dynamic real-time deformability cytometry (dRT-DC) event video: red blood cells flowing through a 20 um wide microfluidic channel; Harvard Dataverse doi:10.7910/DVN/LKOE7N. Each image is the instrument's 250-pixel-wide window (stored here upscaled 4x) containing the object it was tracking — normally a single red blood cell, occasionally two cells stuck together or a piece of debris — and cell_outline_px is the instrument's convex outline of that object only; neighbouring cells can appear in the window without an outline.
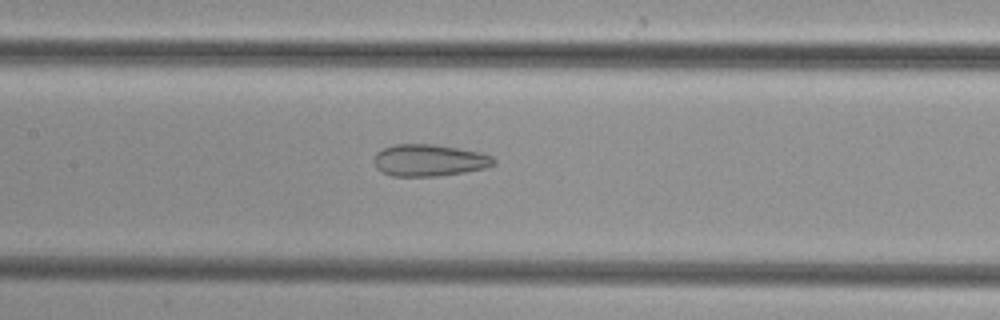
{"species": "common noctule bat (a hibernating species)", "species_latin": "Nyctalus noctula", "temperature_condition": "cold", "stored_images_in_passage": 41, "camera_frame_rate_fps": 3000, "um_per_image_px": 0.085, "animal": {"sex": "female", "body_mass_g": 29.2, "forearm_length_mm": 56.3}, "frame": {"image": 1, "passage_image": 15, "time_ms": 4.667, "image_size_px": [1000, 320], "cell_outline_px": [[496, 164], [484, 168], [464, 172], [436, 176], [392, 176], [376, 168], [372, 160], [376, 152], [392, 144], [432, 144], [480, 152], [492, 156], [496, 160]], "centroid_in_image_um": [36.46, 13.62], "position_along_channel_um": 170.9, "area_um2": 22.25}}
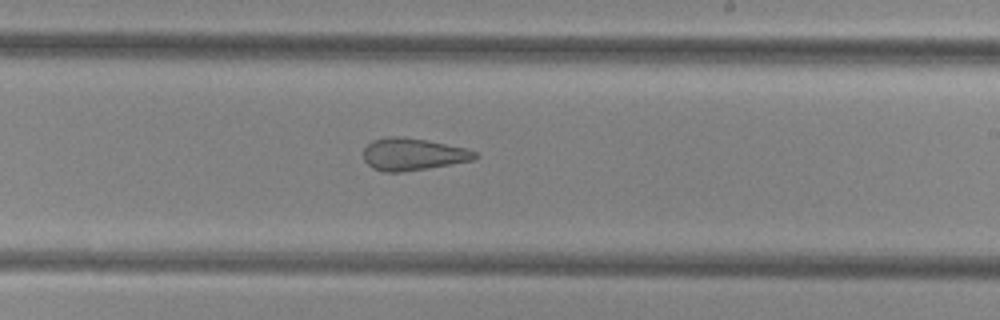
{"frame": {"image": 2, "passage_image": 21, "time_ms": 6.667, "image_size_px": [1000, 320], "cell_outline_px": [[480, 156], [472, 160], [428, 168], [404, 172], [384, 172], [372, 168], [364, 160], [364, 148], [372, 140], [388, 136], [404, 136], [428, 140], [468, 148], [476, 152]], "centroid_in_image_um": [35.1, 13.1], "position_along_channel_um": 253.9, "area_um2": 21.15}}
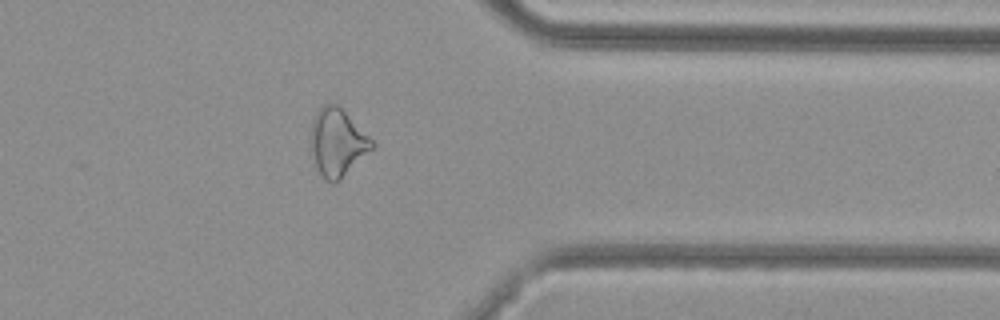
{"frame": {"image": 3, "passage_image": 31, "time_ms": 10.0, "image_size_px": [1000, 320], "cell_outline_px": [[376, 148], [336, 184], [332, 184], [324, 180], [316, 164], [308, 140], [312, 120], [316, 112], [324, 104], [336, 104], [376, 144]], "centroid_in_image_um": [28.67, 12.16], "position_along_channel_um": 382.7, "area_um2": 24.33}}